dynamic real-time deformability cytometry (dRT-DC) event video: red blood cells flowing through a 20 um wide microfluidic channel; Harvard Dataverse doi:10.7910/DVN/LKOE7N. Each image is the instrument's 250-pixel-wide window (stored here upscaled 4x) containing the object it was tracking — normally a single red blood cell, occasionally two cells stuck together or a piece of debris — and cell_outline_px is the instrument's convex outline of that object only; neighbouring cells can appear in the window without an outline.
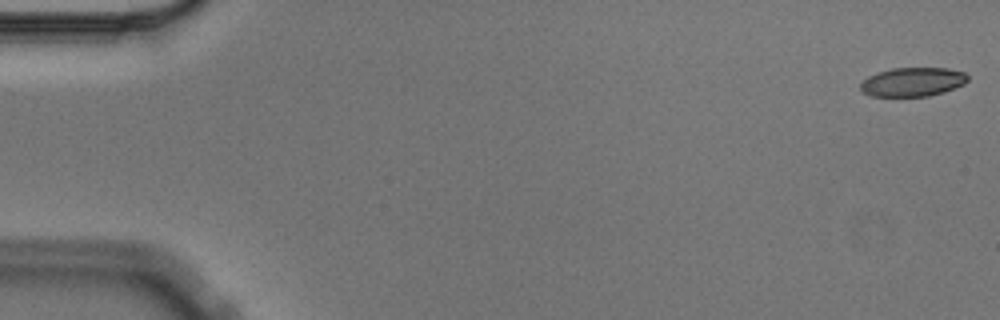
{"species": "Egyptian fruit bat (a non-hibernating species)", "species_latin": "Rousettus aegyptiacus", "temperature_condition": "cold", "stored_images_in_passage": 7, "camera_frame_rate_fps": 3000, "um_per_image_px": 0.085, "animal": {"sex": "male"}, "frame": {"image": 1, "passage_image": 1, "time_ms": 0.0, "image_size_px": [1000, 320], "cell_outline_px": [[968, 80], [964, 84], [944, 92], [928, 96], [872, 96], [864, 92], [860, 88], [860, 84], [868, 76], [892, 68], [948, 68], [964, 72], [968, 76]], "centroid_in_image_um": [77.6, 6.96], "position_along_channel_um": 7.4, "area_um2": 17.98}}
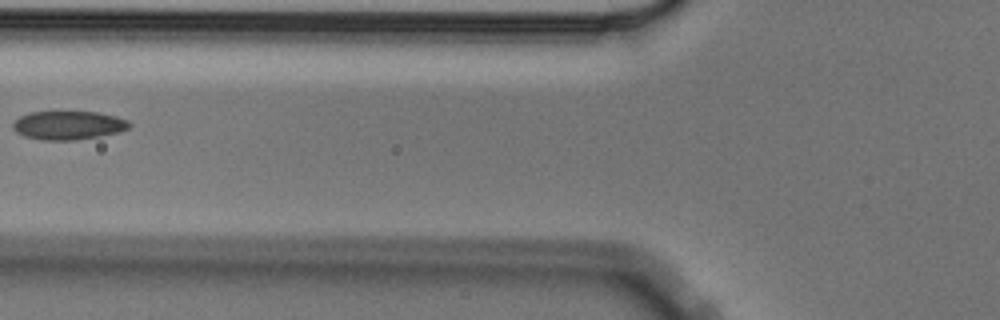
{"frame": {"image": 2, "passage_image": 6, "time_ms": 1.667, "image_size_px": [1000, 320], "cell_outline_px": [[132, 124], [128, 128], [120, 132], [100, 136], [76, 140], [40, 140], [24, 136], [16, 132], [12, 128], [12, 124], [20, 116], [32, 112], [96, 112], [116, 116], [128, 120]], "centroid_in_image_um": [5.82, 10.66], "position_along_channel_um": 120.0, "area_um2": 19.48}}
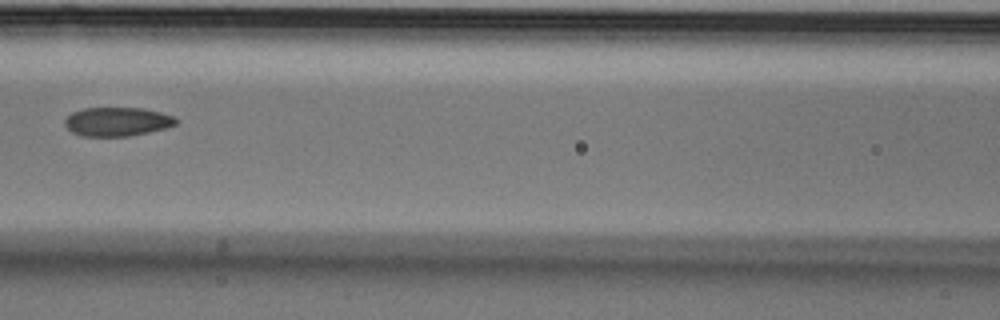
{"frame": {"image": 3, "passage_image": 7, "time_ms": 2.0, "image_size_px": [1000, 320], "cell_outline_px": [[180, 120], [176, 124], [168, 128], [128, 136], [84, 136], [72, 132], [64, 124], [64, 120], [72, 112], [84, 108], [144, 108], [160, 112], [172, 116]], "centroid_in_image_um": [9.98, 10.34], "position_along_channel_um": 156.6, "area_um2": 18.73}}